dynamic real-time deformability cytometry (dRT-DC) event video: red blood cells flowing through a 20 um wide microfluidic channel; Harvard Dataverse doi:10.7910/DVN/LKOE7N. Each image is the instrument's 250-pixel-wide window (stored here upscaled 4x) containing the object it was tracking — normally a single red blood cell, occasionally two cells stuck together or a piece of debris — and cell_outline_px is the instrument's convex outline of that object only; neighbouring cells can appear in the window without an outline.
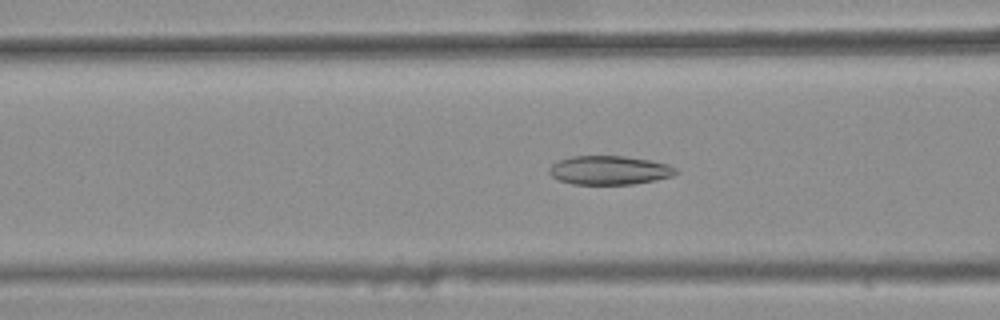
{"species": "common noctule bat (a hibernating species)", "species_latin": "Nyctalus noctula", "temperature_condition": "warm", "stored_images_in_passage": 32, "camera_frame_rate_fps": 3000, "um_per_image_px": 0.085, "animal": {"sex": "female", "body_mass_g": 25.1}, "frame": {"image": 1, "passage_image": 8, "time_ms": 2.333, "image_size_px": [1000, 320], "cell_outline_px": [[676, 172], [672, 176], [632, 184], [572, 184], [560, 180], [552, 176], [548, 172], [548, 168], [552, 164], [560, 160], [572, 156], [624, 156], [652, 160], [668, 164], [676, 168]], "centroid_in_image_um": [51.77, 14.46], "position_along_channel_um": 114.8, "area_um2": 21.15}}
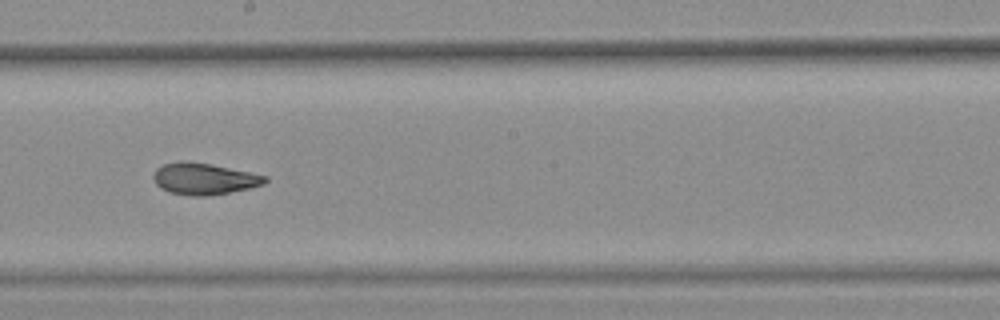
{"frame": {"image": 2, "passage_image": 17, "time_ms": 5.333, "image_size_px": [1000, 320], "cell_outline_px": [[268, 180], [264, 184], [248, 188], [208, 196], [192, 196], [168, 192], [160, 188], [156, 184], [152, 176], [156, 168], [164, 164], [180, 160], [188, 160], [212, 164], [268, 176]], "centroid_in_image_um": [17.31, 15.18], "position_along_channel_um": 230.9, "area_um2": 20.69}}
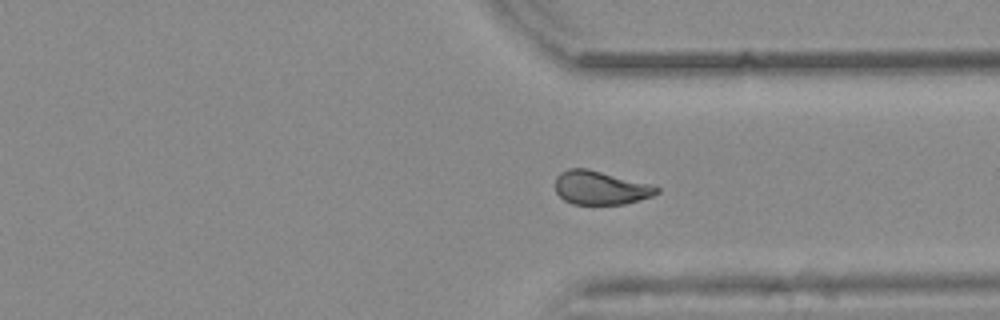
{"frame": {"image": 3, "passage_image": 27, "time_ms": 8.667, "image_size_px": [1000, 320], "cell_outline_px": [[660, 192], [652, 196], [640, 200], [624, 204], [572, 204], [564, 200], [556, 192], [556, 176], [560, 172], [568, 168], [588, 168], [648, 184], [660, 188]], "centroid_in_image_um": [51.02, 15.96], "position_along_channel_um": 360.4, "area_um2": 19.83}, "authors_computed_cell_mechanics": {"area_um2": 20.6346, "velocity_mm_per_s": 3.8699, "shape_relaxation_time_tau1_ms": null, "shape_relaxation_time_tau2_ms": 2.2021, "deformation_change_tau1": null, "deformation_change_tau2": 0.0758}}